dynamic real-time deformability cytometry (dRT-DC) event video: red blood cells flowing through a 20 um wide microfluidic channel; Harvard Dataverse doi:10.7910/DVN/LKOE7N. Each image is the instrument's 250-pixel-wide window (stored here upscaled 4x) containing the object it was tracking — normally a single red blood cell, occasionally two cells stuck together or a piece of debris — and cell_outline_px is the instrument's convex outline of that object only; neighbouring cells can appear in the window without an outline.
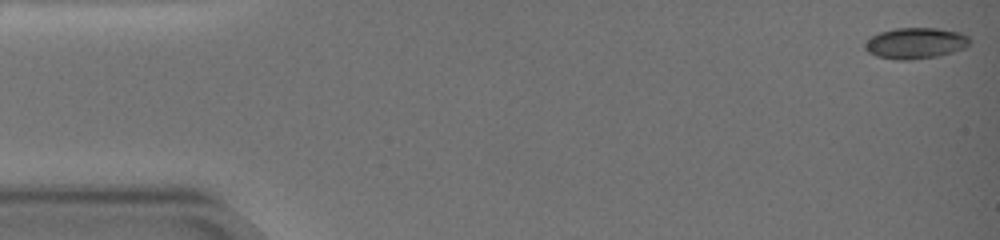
{"species": "common noctule bat (a hibernating species)", "species_latin": "Nyctalus noctula", "temperature_condition": "warm", "stored_images_in_passage": 65, "camera_frame_rate_fps": 3000, "um_per_image_px": 0.085, "animal": {"sex": "female", "body_mass_g": 19.0, "forearm_length_mm": 51.5}, "frame": {"image": 1, "passage_image": 1, "time_ms": 0.0, "image_size_px": [1000, 240], "cell_outline_px": [[972, 40], [964, 48], [940, 56], [908, 60], [896, 60], [876, 56], [868, 52], [864, 48], [864, 44], [872, 36], [880, 32], [896, 28], [936, 28], [960, 32], [968, 36]], "centroid_in_image_um": [77.82, 3.67], "position_along_channel_um": 7.2, "area_um2": 19.02}}
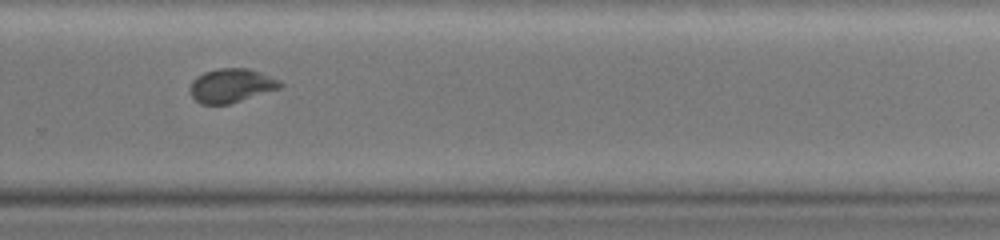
{"frame": {"image": 2, "passage_image": 46, "time_ms": 15.0, "image_size_px": [1000, 240], "cell_outline_px": [[284, 84], [280, 88], [228, 104], [200, 104], [192, 96], [188, 88], [192, 80], [196, 76], [204, 72], [220, 68], [248, 68], [260, 72], [280, 80]], "centroid_in_image_um": [19.63, 7.26], "position_along_channel_um": 310.2, "area_um2": 17.8}}
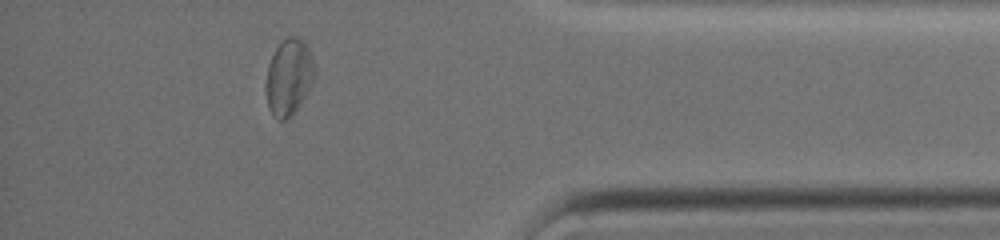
{"frame": {"image": 3, "passage_image": 58, "time_ms": 19.0, "image_size_px": [1000, 240], "cell_outline_px": [[316, 72], [308, 92], [292, 116], [284, 120], [280, 120], [268, 108], [264, 84], [268, 64], [276, 48], [288, 36], [296, 36], [304, 40], [312, 56], [316, 68]], "centroid_in_image_um": [24.56, 6.54], "position_along_channel_um": 410.6, "area_um2": 21.85}, "authors_computed_cell_mechanics": {"area_um2": 18.3804, "velocity_mm_per_s": 2.9635, "shape_relaxation_time_tau1_ms": 9.8276, "shape_relaxation_time_tau2_ms": null, "deformation_change_tau1": 0.1724, "deformation_change_tau2": null}}